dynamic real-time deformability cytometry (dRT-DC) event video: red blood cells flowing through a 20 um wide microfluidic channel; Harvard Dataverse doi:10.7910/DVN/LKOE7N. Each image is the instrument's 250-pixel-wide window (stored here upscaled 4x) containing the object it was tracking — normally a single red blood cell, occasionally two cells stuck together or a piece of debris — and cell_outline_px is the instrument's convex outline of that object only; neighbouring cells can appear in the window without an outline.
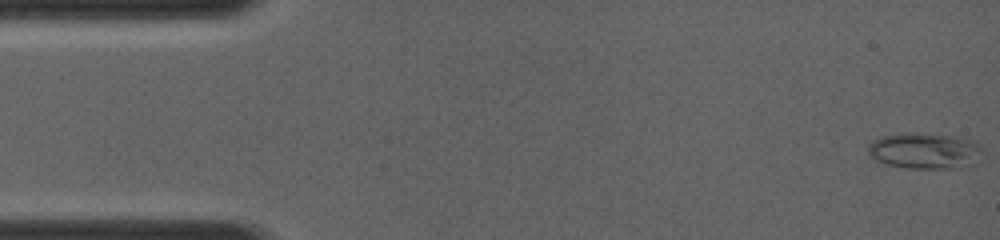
{"species": "common noctule bat (a hibernating species)", "species_latin": "Nyctalus noctula", "temperature_condition": "room temperature", "stored_images_in_passage": 13, "camera_frame_rate_fps": 4000, "um_per_image_px": 0.085, "animal": {"sex": "female", "body_mass_g": 19.0, "forearm_length_mm": 56.7}, "frame": {"image": 1, "passage_image": 1, "time_ms": 0.0, "image_size_px": [1000, 240], "cell_outline_px": [[984, 160], [956, 168], [908, 168], [888, 164], [876, 160], [868, 156], [868, 144], [872, 140], [884, 136], [908, 132], [952, 136], [968, 140], [980, 144], [984, 148]], "centroid_in_image_um": [78.65, 12.83], "position_along_channel_um": 6.4, "area_um2": 24.22}}
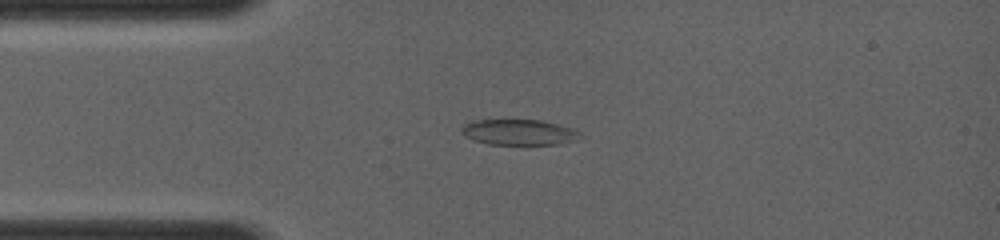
{"frame": {"image": 2, "passage_image": 8, "time_ms": 3.0, "image_size_px": [1000, 240], "cell_outline_px": [[584, 136], [580, 140], [560, 144], [488, 144], [472, 140], [464, 136], [460, 132], [460, 128], [464, 124], [476, 120], [540, 120], [572, 128], [580, 132]], "centroid_in_image_um": [44.13, 11.25], "position_along_channel_um": 40.9, "area_um2": 17.92}}
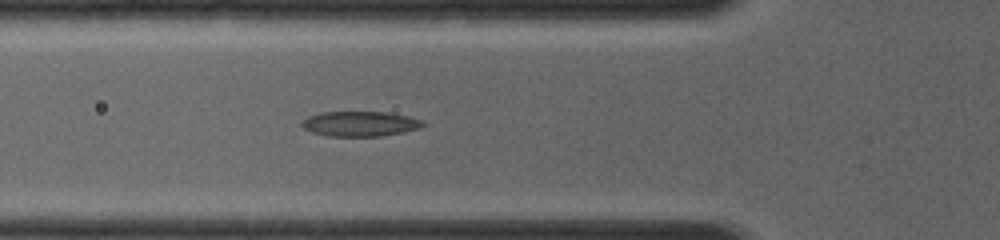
{"frame": {"image": 3, "passage_image": 12, "time_ms": 4.5, "image_size_px": [1000, 240], "cell_outline_px": [[428, 124], [420, 128], [404, 132], [380, 136], [328, 136], [312, 132], [304, 128], [300, 124], [308, 116], [320, 112], [388, 112], [408, 116], [424, 120]], "centroid_in_image_um": [30.65, 10.52], "position_along_channel_um": 95.1, "area_um2": 17.8}}